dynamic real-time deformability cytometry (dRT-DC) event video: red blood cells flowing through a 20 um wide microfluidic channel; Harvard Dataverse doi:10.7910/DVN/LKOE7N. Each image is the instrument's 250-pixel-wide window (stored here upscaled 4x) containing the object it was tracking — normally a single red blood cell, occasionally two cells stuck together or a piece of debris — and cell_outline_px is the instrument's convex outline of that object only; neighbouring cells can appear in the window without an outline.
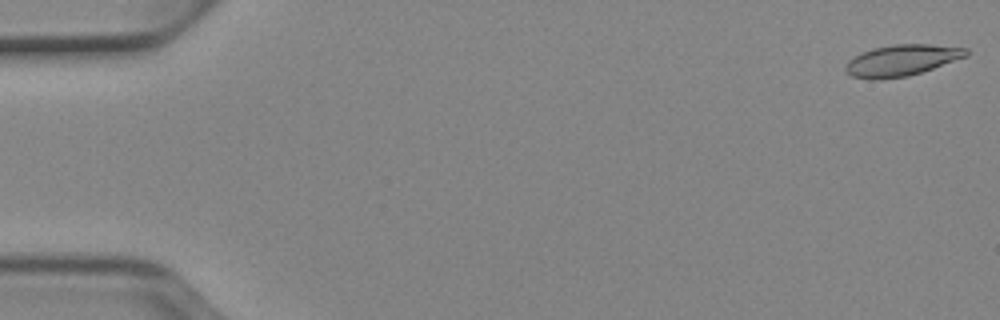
{"species": "Egyptian fruit bat (a non-hibernating species)", "species_latin": "Rousettus aegyptiacus", "temperature_condition": "cold", "stored_images_in_passage": 9, "camera_frame_rate_fps": 3000, "um_per_image_px": 0.085, "animal": {"sex": "female"}, "frame": {"image": 1, "passage_image": 1, "time_ms": 0.0, "image_size_px": [1000, 320], "cell_outline_px": [[968, 56], [908, 76], [880, 80], [868, 80], [852, 76], [844, 68], [848, 60], [860, 52], [872, 48], [892, 44], [928, 44], [968, 48]], "centroid_in_image_um": [76.6, 5.13], "position_along_channel_um": 8.4, "area_um2": 22.08}}